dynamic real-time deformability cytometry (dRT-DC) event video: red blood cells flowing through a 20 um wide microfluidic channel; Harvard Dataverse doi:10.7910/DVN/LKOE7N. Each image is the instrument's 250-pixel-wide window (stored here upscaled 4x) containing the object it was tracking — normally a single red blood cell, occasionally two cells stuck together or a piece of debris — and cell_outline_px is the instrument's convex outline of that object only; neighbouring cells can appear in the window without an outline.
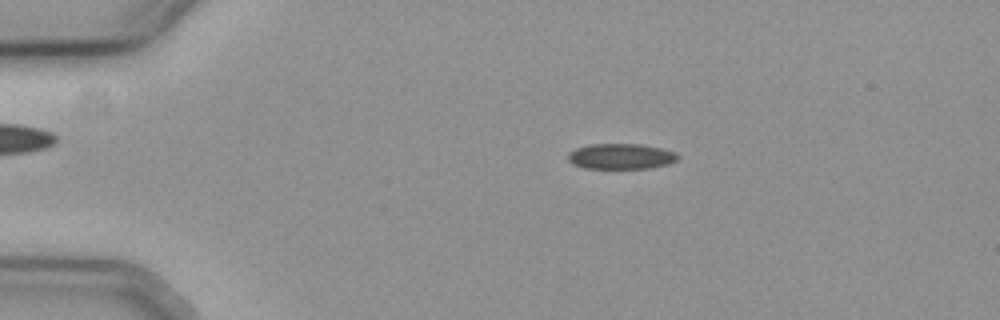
{"species": "common noctule bat (a hibernating species)", "species_latin": "Nyctalus noctula", "temperature_condition": "cold", "stored_images_in_passage": 55, "camera_frame_rate_fps": 3000, "um_per_image_px": 0.085, "animal": {"sex": "female", "body_mass_g": 19.3, "forearm_length_mm": 54.1}, "frame": {"image": 1, "passage_image": 10, "time_ms": 3.0, "image_size_px": [1000, 320], "cell_outline_px": [[680, 156], [676, 160], [668, 164], [652, 168], [584, 168], [572, 164], [568, 160], [568, 152], [576, 148], [588, 144], [640, 144], [660, 148], [676, 152]], "centroid_in_image_um": [52.77, 13.29], "position_along_channel_um": 32.2, "area_um2": 16.42}}
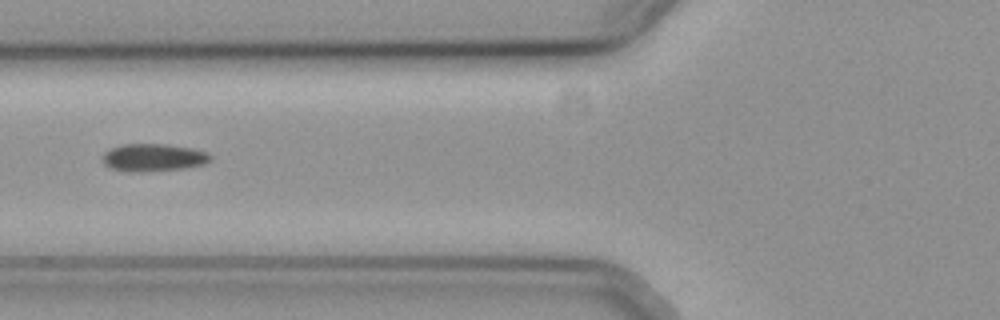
{"frame": {"image": 2, "passage_image": 21, "time_ms": 6.667, "image_size_px": [1000, 320], "cell_outline_px": [[212, 160], [204, 164], [184, 168], [140, 172], [124, 172], [112, 168], [104, 164], [104, 152], [112, 148], [124, 144], [168, 144], [192, 148], [204, 152], [212, 156]], "centroid_in_image_um": [13.05, 13.39], "position_along_channel_um": 112.8, "area_um2": 17.28}}
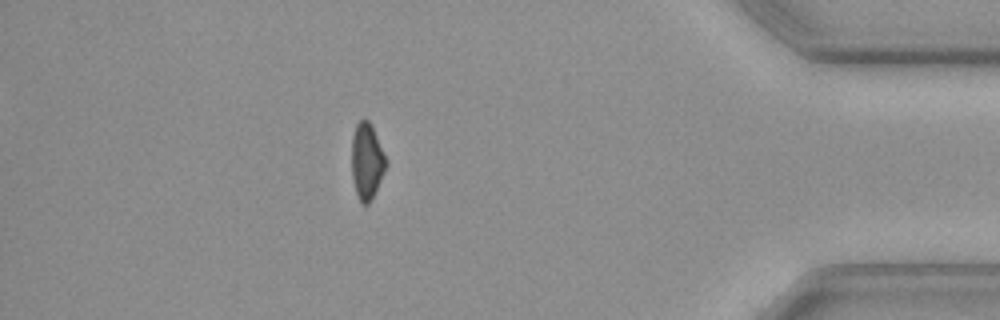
{"frame": {"image": 3, "passage_image": 48, "time_ms": 15.667, "image_size_px": [1000, 320], "cell_outline_px": [[388, 164], [372, 200], [368, 204], [360, 204], [356, 196], [352, 180], [352, 136], [356, 124], [360, 120], [368, 120], [388, 160]], "centroid_in_image_um": [31.18, 13.77], "position_along_channel_um": 404.0, "area_um2": 15.43}, "authors_computed_cell_mechanics": {"area_um2": 16.2996, "velocity_mm_per_s": 3.7188, "shape_relaxation_time_tau1_ms": 4.4689, "shape_relaxation_time_tau2_ms": null, "deformation_change_tau1": 0.0841, "deformation_change_tau2": null}}